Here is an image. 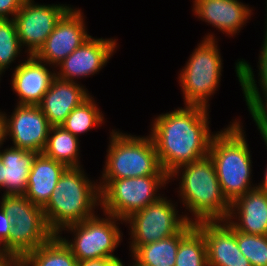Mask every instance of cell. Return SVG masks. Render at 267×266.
Wrapping results in <instances>:
<instances>
[{"label": "cell", "instance_id": "2", "mask_svg": "<svg viewBox=\"0 0 267 266\" xmlns=\"http://www.w3.org/2000/svg\"><path fill=\"white\" fill-rule=\"evenodd\" d=\"M169 180L171 183L173 180L180 181L175 192L179 193V203L185 207L186 213L183 214L189 223L227 219L231 204L222 193L209 155L180 166L169 175Z\"/></svg>", "mask_w": 267, "mask_h": 266}, {"label": "cell", "instance_id": "31", "mask_svg": "<svg viewBox=\"0 0 267 266\" xmlns=\"http://www.w3.org/2000/svg\"><path fill=\"white\" fill-rule=\"evenodd\" d=\"M25 0H0V18H14Z\"/></svg>", "mask_w": 267, "mask_h": 266}, {"label": "cell", "instance_id": "15", "mask_svg": "<svg viewBox=\"0 0 267 266\" xmlns=\"http://www.w3.org/2000/svg\"><path fill=\"white\" fill-rule=\"evenodd\" d=\"M192 3L197 19L232 38L254 15L253 8L240 0H193Z\"/></svg>", "mask_w": 267, "mask_h": 266}, {"label": "cell", "instance_id": "19", "mask_svg": "<svg viewBox=\"0 0 267 266\" xmlns=\"http://www.w3.org/2000/svg\"><path fill=\"white\" fill-rule=\"evenodd\" d=\"M226 221L239 232L267 235V193L254 188L237 198Z\"/></svg>", "mask_w": 267, "mask_h": 266}, {"label": "cell", "instance_id": "16", "mask_svg": "<svg viewBox=\"0 0 267 266\" xmlns=\"http://www.w3.org/2000/svg\"><path fill=\"white\" fill-rule=\"evenodd\" d=\"M22 61L16 65L10 80L11 89L18 97L16 104L38 105L49 90L56 70L34 55H27Z\"/></svg>", "mask_w": 267, "mask_h": 266}, {"label": "cell", "instance_id": "33", "mask_svg": "<svg viewBox=\"0 0 267 266\" xmlns=\"http://www.w3.org/2000/svg\"><path fill=\"white\" fill-rule=\"evenodd\" d=\"M78 266H122V259H95L78 262Z\"/></svg>", "mask_w": 267, "mask_h": 266}, {"label": "cell", "instance_id": "21", "mask_svg": "<svg viewBox=\"0 0 267 266\" xmlns=\"http://www.w3.org/2000/svg\"><path fill=\"white\" fill-rule=\"evenodd\" d=\"M66 168L64 164L39 153L30 169L24 196L34 205L43 208Z\"/></svg>", "mask_w": 267, "mask_h": 266}, {"label": "cell", "instance_id": "7", "mask_svg": "<svg viewBox=\"0 0 267 266\" xmlns=\"http://www.w3.org/2000/svg\"><path fill=\"white\" fill-rule=\"evenodd\" d=\"M102 214L105 217L96 214L80 223L65 227L58 234L78 262L95 259H120L114 255V252L123 242V232L119 226L120 223L123 225L125 222L113 215L104 212ZM63 233H70L72 239H69L68 235L63 238Z\"/></svg>", "mask_w": 267, "mask_h": 266}, {"label": "cell", "instance_id": "4", "mask_svg": "<svg viewBox=\"0 0 267 266\" xmlns=\"http://www.w3.org/2000/svg\"><path fill=\"white\" fill-rule=\"evenodd\" d=\"M85 171L83 166L67 167L42 208L46 222L55 235L65 227L98 213L101 206L99 181L91 180Z\"/></svg>", "mask_w": 267, "mask_h": 266}, {"label": "cell", "instance_id": "23", "mask_svg": "<svg viewBox=\"0 0 267 266\" xmlns=\"http://www.w3.org/2000/svg\"><path fill=\"white\" fill-rule=\"evenodd\" d=\"M79 140L62 126H52L42 153L66 167H81Z\"/></svg>", "mask_w": 267, "mask_h": 266}, {"label": "cell", "instance_id": "27", "mask_svg": "<svg viewBox=\"0 0 267 266\" xmlns=\"http://www.w3.org/2000/svg\"><path fill=\"white\" fill-rule=\"evenodd\" d=\"M175 266H208L206 241L196 226L181 239Z\"/></svg>", "mask_w": 267, "mask_h": 266}, {"label": "cell", "instance_id": "34", "mask_svg": "<svg viewBox=\"0 0 267 266\" xmlns=\"http://www.w3.org/2000/svg\"><path fill=\"white\" fill-rule=\"evenodd\" d=\"M19 259L11 252L0 249V266H17Z\"/></svg>", "mask_w": 267, "mask_h": 266}, {"label": "cell", "instance_id": "25", "mask_svg": "<svg viewBox=\"0 0 267 266\" xmlns=\"http://www.w3.org/2000/svg\"><path fill=\"white\" fill-rule=\"evenodd\" d=\"M98 106L94 95H91L73 109L61 126L78 138L92 129L101 127L105 124L106 118Z\"/></svg>", "mask_w": 267, "mask_h": 266}, {"label": "cell", "instance_id": "35", "mask_svg": "<svg viewBox=\"0 0 267 266\" xmlns=\"http://www.w3.org/2000/svg\"><path fill=\"white\" fill-rule=\"evenodd\" d=\"M7 140L5 111L0 110V149Z\"/></svg>", "mask_w": 267, "mask_h": 266}, {"label": "cell", "instance_id": "29", "mask_svg": "<svg viewBox=\"0 0 267 266\" xmlns=\"http://www.w3.org/2000/svg\"><path fill=\"white\" fill-rule=\"evenodd\" d=\"M239 250L251 266H267V235H253L236 230Z\"/></svg>", "mask_w": 267, "mask_h": 266}, {"label": "cell", "instance_id": "38", "mask_svg": "<svg viewBox=\"0 0 267 266\" xmlns=\"http://www.w3.org/2000/svg\"><path fill=\"white\" fill-rule=\"evenodd\" d=\"M265 2H266L265 3L266 4V7H265L266 8V10H265L266 11V14H265L266 17L264 19L265 20V24H264L265 26H264V31H263L264 34L263 35H264V38L267 39V0Z\"/></svg>", "mask_w": 267, "mask_h": 266}, {"label": "cell", "instance_id": "9", "mask_svg": "<svg viewBox=\"0 0 267 266\" xmlns=\"http://www.w3.org/2000/svg\"><path fill=\"white\" fill-rule=\"evenodd\" d=\"M170 184L169 175H148L118 180H99V211L125 220L131 214L159 200L160 190Z\"/></svg>", "mask_w": 267, "mask_h": 266}, {"label": "cell", "instance_id": "36", "mask_svg": "<svg viewBox=\"0 0 267 266\" xmlns=\"http://www.w3.org/2000/svg\"><path fill=\"white\" fill-rule=\"evenodd\" d=\"M266 149L267 146L265 145ZM267 151V150H266ZM265 172L263 173V177L259 183H256V188L267 193V164L265 165Z\"/></svg>", "mask_w": 267, "mask_h": 266}, {"label": "cell", "instance_id": "39", "mask_svg": "<svg viewBox=\"0 0 267 266\" xmlns=\"http://www.w3.org/2000/svg\"><path fill=\"white\" fill-rule=\"evenodd\" d=\"M2 188V179H1V159H0V192Z\"/></svg>", "mask_w": 267, "mask_h": 266}, {"label": "cell", "instance_id": "14", "mask_svg": "<svg viewBox=\"0 0 267 266\" xmlns=\"http://www.w3.org/2000/svg\"><path fill=\"white\" fill-rule=\"evenodd\" d=\"M5 120L10 146L43 152L52 126L38 105L15 104L11 115L5 112Z\"/></svg>", "mask_w": 267, "mask_h": 266}, {"label": "cell", "instance_id": "11", "mask_svg": "<svg viewBox=\"0 0 267 266\" xmlns=\"http://www.w3.org/2000/svg\"><path fill=\"white\" fill-rule=\"evenodd\" d=\"M69 4H38L25 0L14 16L21 47L26 55H35L62 16L72 7Z\"/></svg>", "mask_w": 267, "mask_h": 266}, {"label": "cell", "instance_id": "18", "mask_svg": "<svg viewBox=\"0 0 267 266\" xmlns=\"http://www.w3.org/2000/svg\"><path fill=\"white\" fill-rule=\"evenodd\" d=\"M80 83L54 77L38 104L51 126H61L73 109L91 96L86 86Z\"/></svg>", "mask_w": 267, "mask_h": 266}, {"label": "cell", "instance_id": "20", "mask_svg": "<svg viewBox=\"0 0 267 266\" xmlns=\"http://www.w3.org/2000/svg\"><path fill=\"white\" fill-rule=\"evenodd\" d=\"M2 149L3 147L0 149L1 191H4L1 195H24L30 169L39 153L9 145Z\"/></svg>", "mask_w": 267, "mask_h": 266}, {"label": "cell", "instance_id": "8", "mask_svg": "<svg viewBox=\"0 0 267 266\" xmlns=\"http://www.w3.org/2000/svg\"><path fill=\"white\" fill-rule=\"evenodd\" d=\"M0 207L12 222L8 240L0 247L19 260L49 241L50 230L42 207L34 205L24 195H1Z\"/></svg>", "mask_w": 267, "mask_h": 266}, {"label": "cell", "instance_id": "30", "mask_svg": "<svg viewBox=\"0 0 267 266\" xmlns=\"http://www.w3.org/2000/svg\"><path fill=\"white\" fill-rule=\"evenodd\" d=\"M251 119L261 135L262 141L267 139V92H243Z\"/></svg>", "mask_w": 267, "mask_h": 266}, {"label": "cell", "instance_id": "1", "mask_svg": "<svg viewBox=\"0 0 267 266\" xmlns=\"http://www.w3.org/2000/svg\"><path fill=\"white\" fill-rule=\"evenodd\" d=\"M208 108L185 105L154 116L148 131L162 169L170 175L182 165L208 156L212 137Z\"/></svg>", "mask_w": 267, "mask_h": 266}, {"label": "cell", "instance_id": "37", "mask_svg": "<svg viewBox=\"0 0 267 266\" xmlns=\"http://www.w3.org/2000/svg\"><path fill=\"white\" fill-rule=\"evenodd\" d=\"M130 257L132 258V262H130V265L127 264L128 266H147L142 263H140L132 254H130ZM133 263V264H131ZM122 266H125L124 262L122 261Z\"/></svg>", "mask_w": 267, "mask_h": 266}, {"label": "cell", "instance_id": "17", "mask_svg": "<svg viewBox=\"0 0 267 266\" xmlns=\"http://www.w3.org/2000/svg\"><path fill=\"white\" fill-rule=\"evenodd\" d=\"M195 226L203 233L208 266H251L239 250L236 230L226 221H202Z\"/></svg>", "mask_w": 267, "mask_h": 266}, {"label": "cell", "instance_id": "10", "mask_svg": "<svg viewBox=\"0 0 267 266\" xmlns=\"http://www.w3.org/2000/svg\"><path fill=\"white\" fill-rule=\"evenodd\" d=\"M176 207H178L177 202L163 196L125 219L124 225L130 231L128 254H132L141 245L177 234L188 221L183 211L180 214Z\"/></svg>", "mask_w": 267, "mask_h": 266}, {"label": "cell", "instance_id": "6", "mask_svg": "<svg viewBox=\"0 0 267 266\" xmlns=\"http://www.w3.org/2000/svg\"><path fill=\"white\" fill-rule=\"evenodd\" d=\"M215 35L212 32L205 34L178 72L184 105L210 109L209 101L220 89L224 63L218 45L220 40Z\"/></svg>", "mask_w": 267, "mask_h": 266}, {"label": "cell", "instance_id": "12", "mask_svg": "<svg viewBox=\"0 0 267 266\" xmlns=\"http://www.w3.org/2000/svg\"><path fill=\"white\" fill-rule=\"evenodd\" d=\"M85 15L80 8L71 7L58 21L44 45L34 55L38 60L56 68L89 37Z\"/></svg>", "mask_w": 267, "mask_h": 266}, {"label": "cell", "instance_id": "3", "mask_svg": "<svg viewBox=\"0 0 267 266\" xmlns=\"http://www.w3.org/2000/svg\"><path fill=\"white\" fill-rule=\"evenodd\" d=\"M231 121L212 137L208 154L215 165L222 193L230 204L256 188L244 123L239 117Z\"/></svg>", "mask_w": 267, "mask_h": 266}, {"label": "cell", "instance_id": "26", "mask_svg": "<svg viewBox=\"0 0 267 266\" xmlns=\"http://www.w3.org/2000/svg\"><path fill=\"white\" fill-rule=\"evenodd\" d=\"M259 52L258 70H256L259 82H257L255 76L256 71H253L252 65L247 60L242 58L237 59L235 62L236 77L242 92H267V39L263 38ZM257 83L259 84L258 86Z\"/></svg>", "mask_w": 267, "mask_h": 266}, {"label": "cell", "instance_id": "22", "mask_svg": "<svg viewBox=\"0 0 267 266\" xmlns=\"http://www.w3.org/2000/svg\"><path fill=\"white\" fill-rule=\"evenodd\" d=\"M194 226L195 224L188 222L177 234L141 245L132 255L147 266H175L179 243Z\"/></svg>", "mask_w": 267, "mask_h": 266}, {"label": "cell", "instance_id": "32", "mask_svg": "<svg viewBox=\"0 0 267 266\" xmlns=\"http://www.w3.org/2000/svg\"><path fill=\"white\" fill-rule=\"evenodd\" d=\"M12 222L0 207V247L8 240Z\"/></svg>", "mask_w": 267, "mask_h": 266}, {"label": "cell", "instance_id": "5", "mask_svg": "<svg viewBox=\"0 0 267 266\" xmlns=\"http://www.w3.org/2000/svg\"><path fill=\"white\" fill-rule=\"evenodd\" d=\"M100 180L148 175H168L161 167L151 136H137L112 129Z\"/></svg>", "mask_w": 267, "mask_h": 266}, {"label": "cell", "instance_id": "13", "mask_svg": "<svg viewBox=\"0 0 267 266\" xmlns=\"http://www.w3.org/2000/svg\"><path fill=\"white\" fill-rule=\"evenodd\" d=\"M117 41L114 37H89L55 68L56 77L79 82L82 78L99 74L119 48Z\"/></svg>", "mask_w": 267, "mask_h": 266}, {"label": "cell", "instance_id": "28", "mask_svg": "<svg viewBox=\"0 0 267 266\" xmlns=\"http://www.w3.org/2000/svg\"><path fill=\"white\" fill-rule=\"evenodd\" d=\"M23 48L21 47L17 34L16 24L13 18H0V74H5L9 68L14 70L11 65L20 59ZM11 66V68H10Z\"/></svg>", "mask_w": 267, "mask_h": 266}, {"label": "cell", "instance_id": "24", "mask_svg": "<svg viewBox=\"0 0 267 266\" xmlns=\"http://www.w3.org/2000/svg\"><path fill=\"white\" fill-rule=\"evenodd\" d=\"M19 263L21 266H78V260L58 235L25 254Z\"/></svg>", "mask_w": 267, "mask_h": 266}]
</instances>
